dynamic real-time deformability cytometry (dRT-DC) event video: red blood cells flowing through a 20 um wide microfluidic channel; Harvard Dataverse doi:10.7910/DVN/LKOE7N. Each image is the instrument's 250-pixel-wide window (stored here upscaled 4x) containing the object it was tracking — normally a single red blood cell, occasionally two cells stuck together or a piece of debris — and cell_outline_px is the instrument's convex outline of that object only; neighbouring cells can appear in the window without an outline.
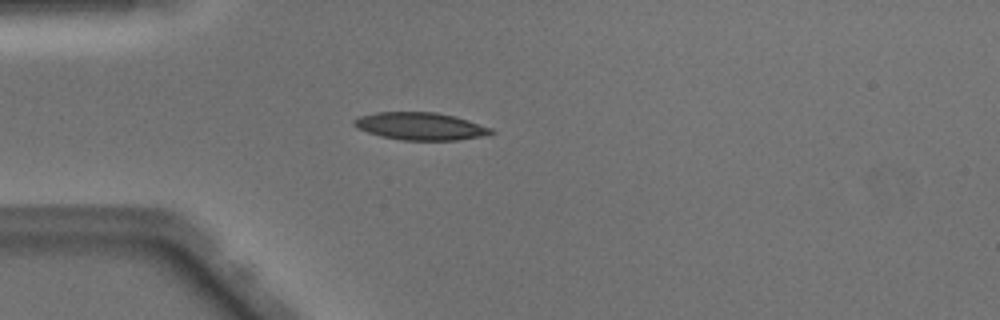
{"species": "Egyptian fruit bat (a non-hibernating species)", "species_latin": "Rousettus aegyptiacus", "temperature_condition": "warm", "stored_images_in_passage": 37, "camera_frame_rate_fps": 3000, "um_per_image_px": 0.085, "animal": {"sex": "male"}, "frame": {"image": 1, "passage_image": 8, "time_ms": 2.333, "image_size_px": [1000, 320], "cell_outline_px": [[496, 132], [480, 136], [456, 140], [404, 140], [380, 136], [356, 128], [352, 124], [352, 120], [360, 116], [376, 112], [436, 112], [468, 120], [492, 128]], "centroid_in_image_um": [35.69, 10.72], "position_along_channel_um": 49.3, "area_um2": 21.85}}
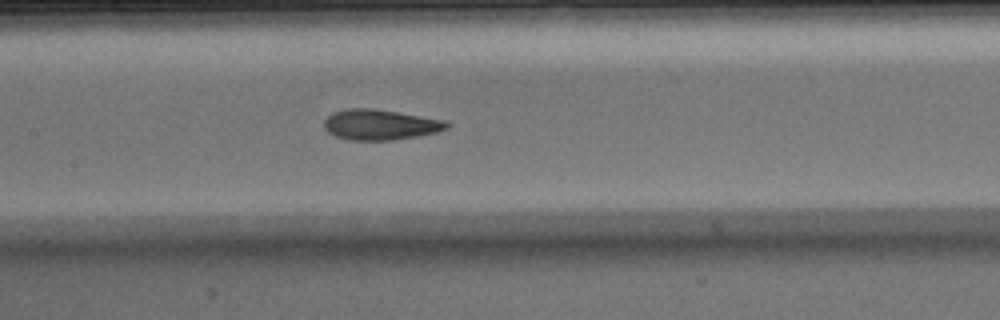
{"frame": {"image": 2, "passage_image": 18, "time_ms": 5.667, "image_size_px": [1000, 320], "cell_outline_px": [[452, 124], [448, 128], [436, 132], [416, 136], [392, 140], [352, 140], [336, 136], [328, 132], [324, 128], [324, 120], [332, 112], [348, 108], [372, 108], [444, 120]], "centroid_in_image_um": [32.3, 10.59], "position_along_channel_um": 175.1, "area_um2": 21.62}}
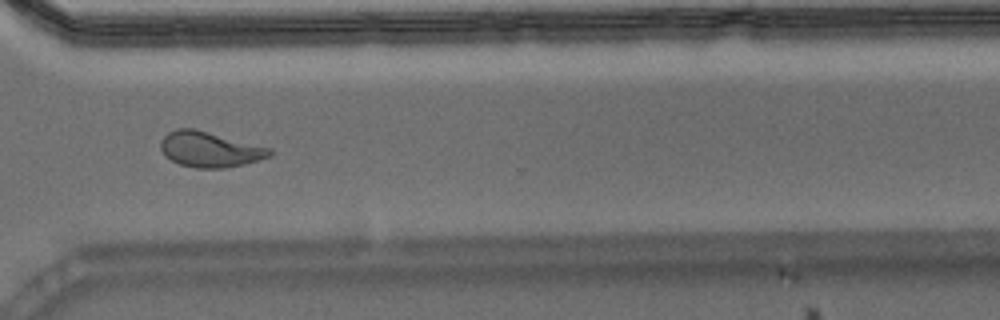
{"frame": {"image": 3, "passage_image": 31, "time_ms": 10.0, "image_size_px": [1000, 320], "cell_outline_px": [[272, 156], [244, 164], [224, 168], [196, 168], [180, 164], [164, 156], [160, 148], [160, 140], [168, 132], [176, 128], [192, 128], [272, 148]], "centroid_in_image_um": [17.82, 12.7], "position_along_channel_um": 352.8, "area_um2": 22.48}, "authors_computed_cell_mechanics": {"area_um2": 21.675, "velocity_mm_per_s": 4.1159, "shape_relaxation_time_tau1_ms": 6.4907, "shape_relaxation_time_tau2_ms": 1.4893, "deformation_change_tau1": 0.2315, "deformation_change_tau2": 0.0819}}